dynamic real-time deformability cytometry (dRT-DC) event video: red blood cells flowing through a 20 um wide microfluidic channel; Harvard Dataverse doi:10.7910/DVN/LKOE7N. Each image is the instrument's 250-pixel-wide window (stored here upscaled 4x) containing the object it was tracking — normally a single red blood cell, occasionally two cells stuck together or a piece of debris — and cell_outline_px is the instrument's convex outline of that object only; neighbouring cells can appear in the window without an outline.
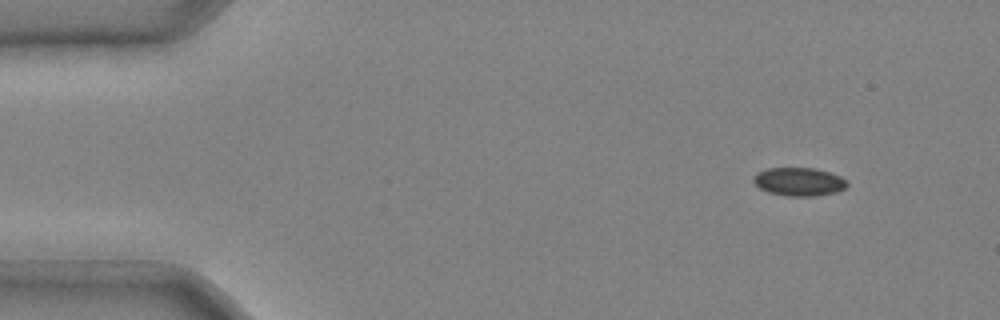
{"species": "common noctule bat (a hibernating species)", "species_latin": "Nyctalus noctula", "temperature_condition": "cold", "stored_images_in_passage": 5, "camera_frame_rate_fps": 3000, "um_per_image_px": 0.085, "animal": {"sex": "male", "body_mass_g": 20.4}, "frame": {"image": 1, "passage_image": 1, "time_ms": 0.0, "image_size_px": [1000, 320], "cell_outline_px": [[848, 184], [844, 188], [836, 192], [816, 196], [788, 196], [768, 192], [760, 188], [752, 180], [752, 176], [756, 172], [768, 168], [816, 168], [840, 176], [848, 180]], "centroid_in_image_um": [67.9, 15.44], "position_along_channel_um": 17.1, "area_um2": 15.55}}
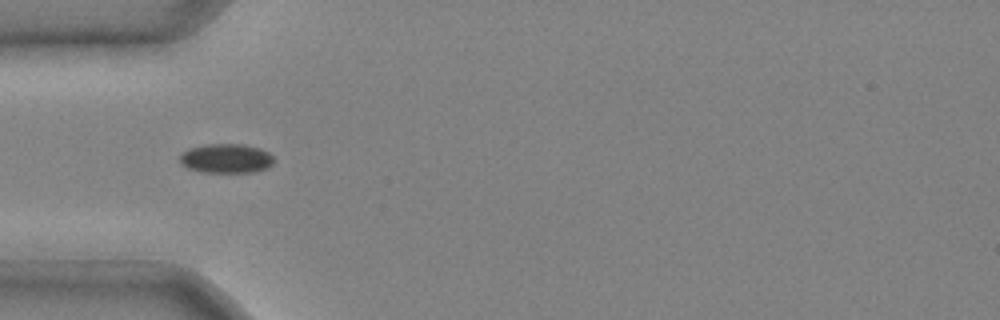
{"frame": {"image": 2, "passage_image": 4, "time_ms": 1.0, "image_size_px": [1000, 320], "cell_outline_px": [[272, 164], [268, 168], [252, 172], [204, 172], [188, 168], [180, 160], [180, 152], [188, 148], [204, 144], [244, 144], [260, 148], [268, 152], [272, 156]], "centroid_in_image_um": [19.21, 13.45], "position_along_channel_um": 65.8, "area_um2": 16.07}}
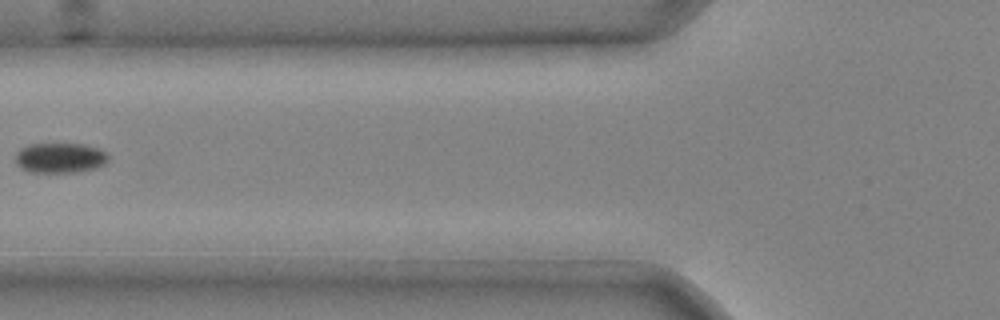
{"frame": {"image": 3, "passage_image": 5, "time_ms": 1.333, "image_size_px": [1000, 320], "cell_outline_px": [[108, 164], [96, 168], [76, 172], [28, 172], [20, 168], [16, 164], [16, 152], [20, 148], [28, 144], [84, 144], [96, 148], [104, 152], [108, 156]], "centroid_in_image_um": [5.08, 13.43], "position_along_channel_um": 120.7, "area_um2": 16.42}}